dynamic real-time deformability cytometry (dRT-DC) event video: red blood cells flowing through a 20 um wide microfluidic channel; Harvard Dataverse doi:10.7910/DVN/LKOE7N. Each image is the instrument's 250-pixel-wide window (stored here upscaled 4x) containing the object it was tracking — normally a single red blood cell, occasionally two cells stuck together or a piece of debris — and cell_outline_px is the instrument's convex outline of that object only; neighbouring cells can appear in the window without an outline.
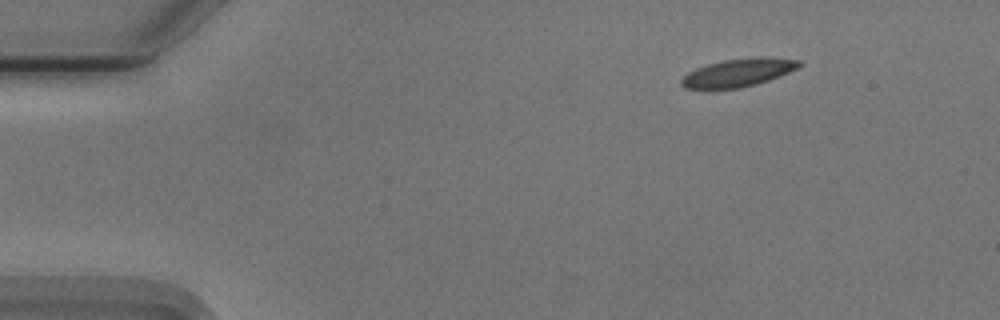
{"species": "Egyptian fruit bat (a non-hibernating species)", "species_latin": "Rousettus aegyptiacus", "temperature_condition": "cold", "stored_images_in_passage": 49, "camera_frame_rate_fps": 3000, "um_per_image_px": 0.085, "animal": {"sex": "male"}, "frame": {"image": 1, "passage_image": 1, "time_ms": 0.0, "image_size_px": [1000, 320], "cell_outline_px": [[804, 64], [780, 76], [756, 84], [740, 88], [712, 92], [708, 92], [684, 88], [680, 84], [680, 80], [688, 72], [696, 68], [708, 64], [724, 60], [800, 60]], "centroid_in_image_um": [62.54, 6.3], "position_along_channel_um": 22.5, "area_um2": 18.84}}
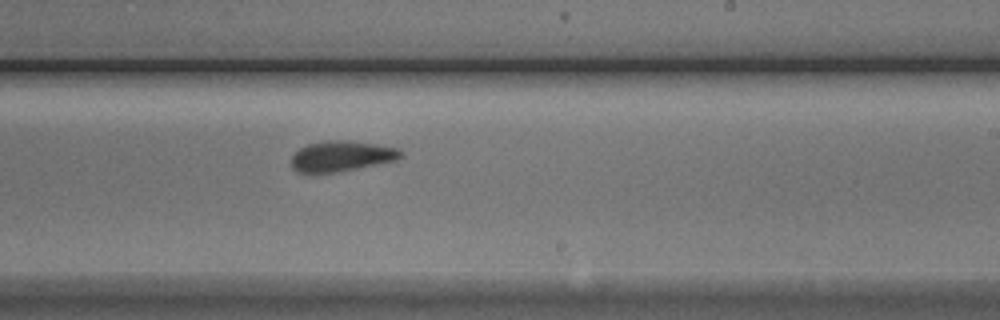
{"frame": {"image": 2, "passage_image": 27, "time_ms": 8.667, "image_size_px": [1000, 320], "cell_outline_px": [[400, 156], [396, 160], [336, 172], [296, 172], [292, 168], [292, 156], [300, 148], [308, 144], [324, 140], [348, 140], [376, 144], [400, 148]], "centroid_in_image_um": [29.0, 13.25], "position_along_channel_um": 260.0, "area_um2": 19.19}}
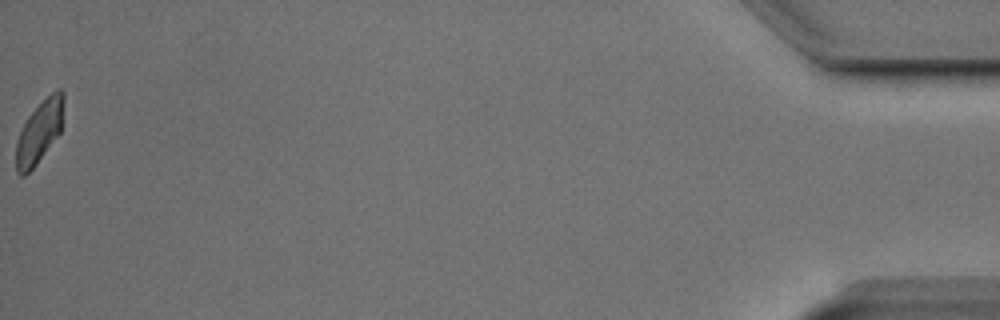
{"frame": {"image": 3, "passage_image": 49, "time_ms": 16.0, "image_size_px": [1000, 320], "cell_outline_px": [[64, 100], [60, 132], [36, 164], [24, 176], [20, 176], [16, 172], [16, 140], [28, 116], [56, 88], [60, 88], [64, 92]], "centroid_in_image_um": [3.34, 11.21], "position_along_channel_um": 431.9, "area_um2": 16.99}, "authors_computed_cell_mechanics": {"area_um2": 19.1896, "velocity_mm_per_s": 3.723, "shape_relaxation_time_tau1_ms": 2.6337, "shape_relaxation_time_tau2_ms": 1.5994, "deformation_change_tau1": 0.1048, "deformation_change_tau2": 0.08}}